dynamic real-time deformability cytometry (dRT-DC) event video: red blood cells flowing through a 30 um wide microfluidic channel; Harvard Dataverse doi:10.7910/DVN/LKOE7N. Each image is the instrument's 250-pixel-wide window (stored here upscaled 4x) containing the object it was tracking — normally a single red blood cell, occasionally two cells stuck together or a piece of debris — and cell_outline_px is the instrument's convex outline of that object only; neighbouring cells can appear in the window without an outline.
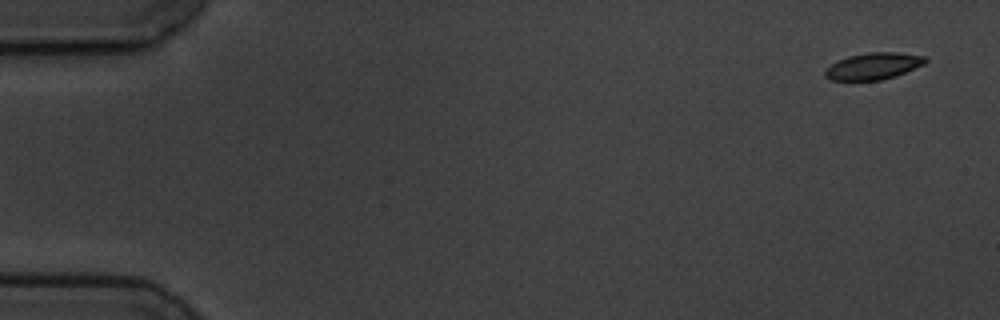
{"species": "common noctule bat (a hibernating species)", "species_latin": "Nyctalus noctula", "temperature_condition": "cold", "stored_images_in_passage": 7, "camera_frame_rate_fps": 3000, "um_per_image_px": 0.085, "animal": {"sex": "male", "body_mass_g": 19.5, "forearm_length_mm": 54.6}, "frame": {"image": 1, "passage_image": 1, "time_ms": 0.0, "image_size_px": [1000, 320], "cell_outline_px": [[928, 60], [924, 64], [896, 76], [880, 80], [832, 80], [824, 76], [824, 72], [832, 64], [848, 56], [868, 52], [896, 52], [928, 56]], "centroid_in_image_um": [74.29, 5.61], "position_along_channel_um": 10.7, "area_um2": 15.55}}
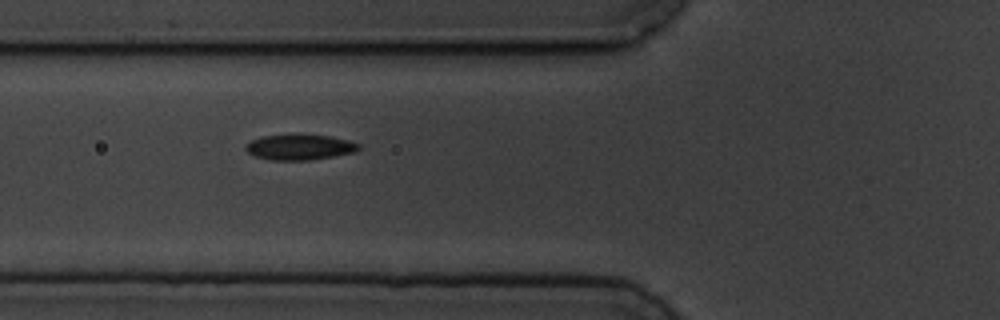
{"frame": {"image": 2, "passage_image": 6, "time_ms": 6.333, "image_size_px": [1000, 320], "cell_outline_px": [[360, 148], [356, 152], [308, 160], [272, 160], [256, 156], [248, 152], [244, 148], [244, 144], [252, 140], [264, 136], [332, 136], [348, 140], [360, 144]], "centroid_in_image_um": [25.48, 12.53], "position_along_channel_um": 100.3, "area_um2": 16.3}}
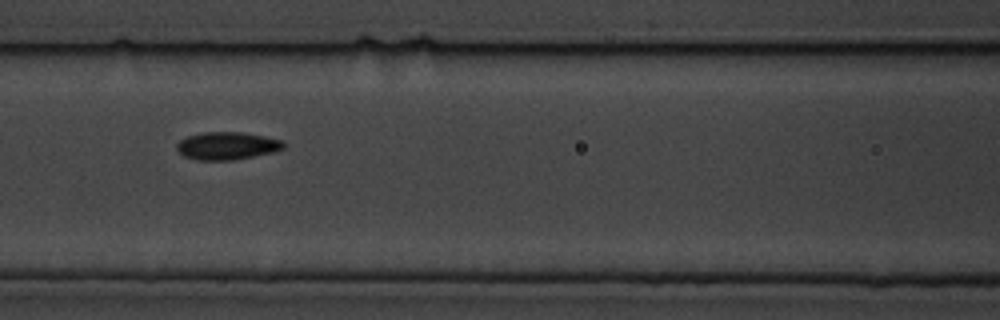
{"frame": {"image": 3, "passage_image": 7, "time_ms": 7.667, "image_size_px": [1000, 320], "cell_outline_px": [[284, 148], [272, 152], [232, 160], [196, 160], [184, 156], [176, 148], [176, 144], [180, 140], [188, 136], [204, 132], [240, 132], [264, 136], [284, 140]], "centroid_in_image_um": [19.29, 12.39], "position_along_channel_um": 147.3, "area_um2": 17.11}}